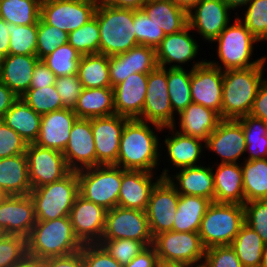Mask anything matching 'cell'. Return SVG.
I'll return each instance as SVG.
<instances>
[{
	"instance_id": "ba28073f",
	"label": "cell",
	"mask_w": 267,
	"mask_h": 267,
	"mask_svg": "<svg viewBox=\"0 0 267 267\" xmlns=\"http://www.w3.org/2000/svg\"><path fill=\"white\" fill-rule=\"evenodd\" d=\"M79 195L104 207L118 206L122 182V168L115 165H99L77 171Z\"/></svg>"
},
{
	"instance_id": "f907efd6",
	"label": "cell",
	"mask_w": 267,
	"mask_h": 267,
	"mask_svg": "<svg viewBox=\"0 0 267 267\" xmlns=\"http://www.w3.org/2000/svg\"><path fill=\"white\" fill-rule=\"evenodd\" d=\"M99 244L122 266L127 265L147 246L133 239L101 240Z\"/></svg>"
},
{
	"instance_id": "3957f363",
	"label": "cell",
	"mask_w": 267,
	"mask_h": 267,
	"mask_svg": "<svg viewBox=\"0 0 267 267\" xmlns=\"http://www.w3.org/2000/svg\"><path fill=\"white\" fill-rule=\"evenodd\" d=\"M267 58L258 66L224 71L222 119L237 120L249 115L263 74Z\"/></svg>"
},
{
	"instance_id": "11a10c76",
	"label": "cell",
	"mask_w": 267,
	"mask_h": 267,
	"mask_svg": "<svg viewBox=\"0 0 267 267\" xmlns=\"http://www.w3.org/2000/svg\"><path fill=\"white\" fill-rule=\"evenodd\" d=\"M55 88L61 97L62 104L65 109L74 110L77 99L83 89L78 74L57 77Z\"/></svg>"
},
{
	"instance_id": "94428289",
	"label": "cell",
	"mask_w": 267,
	"mask_h": 267,
	"mask_svg": "<svg viewBox=\"0 0 267 267\" xmlns=\"http://www.w3.org/2000/svg\"><path fill=\"white\" fill-rule=\"evenodd\" d=\"M249 115L267 122V78L261 82L258 88L257 95Z\"/></svg>"
},
{
	"instance_id": "8c879c8a",
	"label": "cell",
	"mask_w": 267,
	"mask_h": 267,
	"mask_svg": "<svg viewBox=\"0 0 267 267\" xmlns=\"http://www.w3.org/2000/svg\"><path fill=\"white\" fill-rule=\"evenodd\" d=\"M157 267H190L188 264L159 260Z\"/></svg>"
},
{
	"instance_id": "be15d7a7",
	"label": "cell",
	"mask_w": 267,
	"mask_h": 267,
	"mask_svg": "<svg viewBox=\"0 0 267 267\" xmlns=\"http://www.w3.org/2000/svg\"><path fill=\"white\" fill-rule=\"evenodd\" d=\"M45 260L47 267H83L81 251L67 256L51 257Z\"/></svg>"
},
{
	"instance_id": "83f0119b",
	"label": "cell",
	"mask_w": 267,
	"mask_h": 267,
	"mask_svg": "<svg viewBox=\"0 0 267 267\" xmlns=\"http://www.w3.org/2000/svg\"><path fill=\"white\" fill-rule=\"evenodd\" d=\"M213 172L214 202L244 205L242 169L238 163H220Z\"/></svg>"
},
{
	"instance_id": "5b68a950",
	"label": "cell",
	"mask_w": 267,
	"mask_h": 267,
	"mask_svg": "<svg viewBox=\"0 0 267 267\" xmlns=\"http://www.w3.org/2000/svg\"><path fill=\"white\" fill-rule=\"evenodd\" d=\"M244 223V205L212 202L202 218L198 234L205 249L229 246Z\"/></svg>"
},
{
	"instance_id": "681fc988",
	"label": "cell",
	"mask_w": 267,
	"mask_h": 267,
	"mask_svg": "<svg viewBox=\"0 0 267 267\" xmlns=\"http://www.w3.org/2000/svg\"><path fill=\"white\" fill-rule=\"evenodd\" d=\"M240 21L258 41L267 40V0H252Z\"/></svg>"
},
{
	"instance_id": "484cf974",
	"label": "cell",
	"mask_w": 267,
	"mask_h": 267,
	"mask_svg": "<svg viewBox=\"0 0 267 267\" xmlns=\"http://www.w3.org/2000/svg\"><path fill=\"white\" fill-rule=\"evenodd\" d=\"M36 55H12L1 59L0 80L18 97L30 89Z\"/></svg>"
},
{
	"instance_id": "e0dca14e",
	"label": "cell",
	"mask_w": 267,
	"mask_h": 267,
	"mask_svg": "<svg viewBox=\"0 0 267 267\" xmlns=\"http://www.w3.org/2000/svg\"><path fill=\"white\" fill-rule=\"evenodd\" d=\"M129 118L117 114L91 119L96 166L114 165L119 154L120 138Z\"/></svg>"
},
{
	"instance_id": "8d00e7d4",
	"label": "cell",
	"mask_w": 267,
	"mask_h": 267,
	"mask_svg": "<svg viewBox=\"0 0 267 267\" xmlns=\"http://www.w3.org/2000/svg\"><path fill=\"white\" fill-rule=\"evenodd\" d=\"M77 74L83 88H112L109 77V56L100 53L82 55Z\"/></svg>"
},
{
	"instance_id": "a7ac6f4b",
	"label": "cell",
	"mask_w": 267,
	"mask_h": 267,
	"mask_svg": "<svg viewBox=\"0 0 267 267\" xmlns=\"http://www.w3.org/2000/svg\"><path fill=\"white\" fill-rule=\"evenodd\" d=\"M12 267H47L46 260L26 256L21 262Z\"/></svg>"
},
{
	"instance_id": "ee69618b",
	"label": "cell",
	"mask_w": 267,
	"mask_h": 267,
	"mask_svg": "<svg viewBox=\"0 0 267 267\" xmlns=\"http://www.w3.org/2000/svg\"><path fill=\"white\" fill-rule=\"evenodd\" d=\"M100 31L94 16L77 30L70 32L68 43L82 56L99 53Z\"/></svg>"
},
{
	"instance_id": "e575fe53",
	"label": "cell",
	"mask_w": 267,
	"mask_h": 267,
	"mask_svg": "<svg viewBox=\"0 0 267 267\" xmlns=\"http://www.w3.org/2000/svg\"><path fill=\"white\" fill-rule=\"evenodd\" d=\"M244 267H266L265 243L257 232L244 223L230 244Z\"/></svg>"
},
{
	"instance_id": "2a66077c",
	"label": "cell",
	"mask_w": 267,
	"mask_h": 267,
	"mask_svg": "<svg viewBox=\"0 0 267 267\" xmlns=\"http://www.w3.org/2000/svg\"><path fill=\"white\" fill-rule=\"evenodd\" d=\"M94 1H96V2H106L107 0H94Z\"/></svg>"
},
{
	"instance_id": "6f0895ef",
	"label": "cell",
	"mask_w": 267,
	"mask_h": 267,
	"mask_svg": "<svg viewBox=\"0 0 267 267\" xmlns=\"http://www.w3.org/2000/svg\"><path fill=\"white\" fill-rule=\"evenodd\" d=\"M83 267H124L112 258L99 244H83L81 247Z\"/></svg>"
},
{
	"instance_id": "7402d4cb",
	"label": "cell",
	"mask_w": 267,
	"mask_h": 267,
	"mask_svg": "<svg viewBox=\"0 0 267 267\" xmlns=\"http://www.w3.org/2000/svg\"><path fill=\"white\" fill-rule=\"evenodd\" d=\"M152 181L153 173L142 170H124L118 195V206L146 211L151 192L162 177Z\"/></svg>"
},
{
	"instance_id": "bcb514c9",
	"label": "cell",
	"mask_w": 267,
	"mask_h": 267,
	"mask_svg": "<svg viewBox=\"0 0 267 267\" xmlns=\"http://www.w3.org/2000/svg\"><path fill=\"white\" fill-rule=\"evenodd\" d=\"M69 34L59 30L55 26L46 24L41 18L38 20V35L36 56L42 60L51 52H54L57 47L68 42Z\"/></svg>"
},
{
	"instance_id": "4dcf8cb0",
	"label": "cell",
	"mask_w": 267,
	"mask_h": 267,
	"mask_svg": "<svg viewBox=\"0 0 267 267\" xmlns=\"http://www.w3.org/2000/svg\"><path fill=\"white\" fill-rule=\"evenodd\" d=\"M141 9L165 35L179 32L188 25V13L170 0H148Z\"/></svg>"
},
{
	"instance_id": "7a4b0ae2",
	"label": "cell",
	"mask_w": 267,
	"mask_h": 267,
	"mask_svg": "<svg viewBox=\"0 0 267 267\" xmlns=\"http://www.w3.org/2000/svg\"><path fill=\"white\" fill-rule=\"evenodd\" d=\"M27 255L48 259L76 253L83 244L76 237L69 216L36 221L26 238Z\"/></svg>"
},
{
	"instance_id": "603a6c76",
	"label": "cell",
	"mask_w": 267,
	"mask_h": 267,
	"mask_svg": "<svg viewBox=\"0 0 267 267\" xmlns=\"http://www.w3.org/2000/svg\"><path fill=\"white\" fill-rule=\"evenodd\" d=\"M148 74L134 73L113 87L115 114L138 119L147 93Z\"/></svg>"
},
{
	"instance_id": "2e32d148",
	"label": "cell",
	"mask_w": 267,
	"mask_h": 267,
	"mask_svg": "<svg viewBox=\"0 0 267 267\" xmlns=\"http://www.w3.org/2000/svg\"><path fill=\"white\" fill-rule=\"evenodd\" d=\"M36 221L35 206L30 195H4L0 199V229L5 235L27 238Z\"/></svg>"
},
{
	"instance_id": "c3c4849f",
	"label": "cell",
	"mask_w": 267,
	"mask_h": 267,
	"mask_svg": "<svg viewBox=\"0 0 267 267\" xmlns=\"http://www.w3.org/2000/svg\"><path fill=\"white\" fill-rule=\"evenodd\" d=\"M133 25L136 41L140 45L156 49L166 36L163 30L152 22L142 9H134Z\"/></svg>"
},
{
	"instance_id": "60d3db41",
	"label": "cell",
	"mask_w": 267,
	"mask_h": 267,
	"mask_svg": "<svg viewBox=\"0 0 267 267\" xmlns=\"http://www.w3.org/2000/svg\"><path fill=\"white\" fill-rule=\"evenodd\" d=\"M41 0H0V18L15 25L38 24Z\"/></svg>"
},
{
	"instance_id": "277c9868",
	"label": "cell",
	"mask_w": 267,
	"mask_h": 267,
	"mask_svg": "<svg viewBox=\"0 0 267 267\" xmlns=\"http://www.w3.org/2000/svg\"><path fill=\"white\" fill-rule=\"evenodd\" d=\"M94 16L100 31V54L117 55L139 45L133 25L134 9L118 8L99 2Z\"/></svg>"
},
{
	"instance_id": "816d5d0a",
	"label": "cell",
	"mask_w": 267,
	"mask_h": 267,
	"mask_svg": "<svg viewBox=\"0 0 267 267\" xmlns=\"http://www.w3.org/2000/svg\"><path fill=\"white\" fill-rule=\"evenodd\" d=\"M26 256V238L18 235H4L0 239V267H12Z\"/></svg>"
},
{
	"instance_id": "836d02e7",
	"label": "cell",
	"mask_w": 267,
	"mask_h": 267,
	"mask_svg": "<svg viewBox=\"0 0 267 267\" xmlns=\"http://www.w3.org/2000/svg\"><path fill=\"white\" fill-rule=\"evenodd\" d=\"M210 199L202 196L180 194L173 231L198 232L209 205Z\"/></svg>"
},
{
	"instance_id": "6da1fadb",
	"label": "cell",
	"mask_w": 267,
	"mask_h": 267,
	"mask_svg": "<svg viewBox=\"0 0 267 267\" xmlns=\"http://www.w3.org/2000/svg\"><path fill=\"white\" fill-rule=\"evenodd\" d=\"M147 123L138 119H129L125 123L115 166L153 172L159 164V139Z\"/></svg>"
},
{
	"instance_id": "cb8c5ba5",
	"label": "cell",
	"mask_w": 267,
	"mask_h": 267,
	"mask_svg": "<svg viewBox=\"0 0 267 267\" xmlns=\"http://www.w3.org/2000/svg\"><path fill=\"white\" fill-rule=\"evenodd\" d=\"M77 119L73 110L65 108L42 115L35 144L63 152L68 144L72 126Z\"/></svg>"
},
{
	"instance_id": "db71d44e",
	"label": "cell",
	"mask_w": 267,
	"mask_h": 267,
	"mask_svg": "<svg viewBox=\"0 0 267 267\" xmlns=\"http://www.w3.org/2000/svg\"><path fill=\"white\" fill-rule=\"evenodd\" d=\"M28 144L0 119V159L26 152Z\"/></svg>"
},
{
	"instance_id": "89a4df30",
	"label": "cell",
	"mask_w": 267,
	"mask_h": 267,
	"mask_svg": "<svg viewBox=\"0 0 267 267\" xmlns=\"http://www.w3.org/2000/svg\"><path fill=\"white\" fill-rule=\"evenodd\" d=\"M174 5L183 9L187 13L192 11V9L201 1V0H170Z\"/></svg>"
},
{
	"instance_id": "44dd1931",
	"label": "cell",
	"mask_w": 267,
	"mask_h": 267,
	"mask_svg": "<svg viewBox=\"0 0 267 267\" xmlns=\"http://www.w3.org/2000/svg\"><path fill=\"white\" fill-rule=\"evenodd\" d=\"M192 10L188 13L189 27L211 43L229 25L231 9L223 0H201Z\"/></svg>"
},
{
	"instance_id": "ab89813d",
	"label": "cell",
	"mask_w": 267,
	"mask_h": 267,
	"mask_svg": "<svg viewBox=\"0 0 267 267\" xmlns=\"http://www.w3.org/2000/svg\"><path fill=\"white\" fill-rule=\"evenodd\" d=\"M237 120L242 124L246 151L250 154L245 160L267 159V122L251 115Z\"/></svg>"
},
{
	"instance_id": "7dc6e473",
	"label": "cell",
	"mask_w": 267,
	"mask_h": 267,
	"mask_svg": "<svg viewBox=\"0 0 267 267\" xmlns=\"http://www.w3.org/2000/svg\"><path fill=\"white\" fill-rule=\"evenodd\" d=\"M123 60H127L128 77L134 73L149 74L158 66L156 49L140 44L124 52Z\"/></svg>"
},
{
	"instance_id": "5bb4252c",
	"label": "cell",
	"mask_w": 267,
	"mask_h": 267,
	"mask_svg": "<svg viewBox=\"0 0 267 267\" xmlns=\"http://www.w3.org/2000/svg\"><path fill=\"white\" fill-rule=\"evenodd\" d=\"M224 71L207 61H198L192 67L190 87L192 103L217 112L222 119Z\"/></svg>"
},
{
	"instance_id": "9c48e42d",
	"label": "cell",
	"mask_w": 267,
	"mask_h": 267,
	"mask_svg": "<svg viewBox=\"0 0 267 267\" xmlns=\"http://www.w3.org/2000/svg\"><path fill=\"white\" fill-rule=\"evenodd\" d=\"M174 113L169 98L166 68L157 66L148 74L147 93L138 120L152 124L156 131L167 128L174 133Z\"/></svg>"
},
{
	"instance_id": "d6986e66",
	"label": "cell",
	"mask_w": 267,
	"mask_h": 267,
	"mask_svg": "<svg viewBox=\"0 0 267 267\" xmlns=\"http://www.w3.org/2000/svg\"><path fill=\"white\" fill-rule=\"evenodd\" d=\"M71 171L96 166V151L91 119L78 118L73 124L68 144L62 152Z\"/></svg>"
},
{
	"instance_id": "74e56055",
	"label": "cell",
	"mask_w": 267,
	"mask_h": 267,
	"mask_svg": "<svg viewBox=\"0 0 267 267\" xmlns=\"http://www.w3.org/2000/svg\"><path fill=\"white\" fill-rule=\"evenodd\" d=\"M241 169L245 203L267 200V159L245 160Z\"/></svg>"
},
{
	"instance_id": "d590c367",
	"label": "cell",
	"mask_w": 267,
	"mask_h": 267,
	"mask_svg": "<svg viewBox=\"0 0 267 267\" xmlns=\"http://www.w3.org/2000/svg\"><path fill=\"white\" fill-rule=\"evenodd\" d=\"M170 137H166L164 143L167 147L170 163L177 168L197 166L199 156L203 146L201 139L175 132Z\"/></svg>"
},
{
	"instance_id": "b9f144b4",
	"label": "cell",
	"mask_w": 267,
	"mask_h": 267,
	"mask_svg": "<svg viewBox=\"0 0 267 267\" xmlns=\"http://www.w3.org/2000/svg\"><path fill=\"white\" fill-rule=\"evenodd\" d=\"M81 55L67 42L57 47L54 52L44 57L42 61L56 75L63 77L78 73Z\"/></svg>"
},
{
	"instance_id": "34e18365",
	"label": "cell",
	"mask_w": 267,
	"mask_h": 267,
	"mask_svg": "<svg viewBox=\"0 0 267 267\" xmlns=\"http://www.w3.org/2000/svg\"><path fill=\"white\" fill-rule=\"evenodd\" d=\"M190 267H206L204 263L197 264V265H190Z\"/></svg>"
},
{
	"instance_id": "4fadbf2b",
	"label": "cell",
	"mask_w": 267,
	"mask_h": 267,
	"mask_svg": "<svg viewBox=\"0 0 267 267\" xmlns=\"http://www.w3.org/2000/svg\"><path fill=\"white\" fill-rule=\"evenodd\" d=\"M25 153L32 189L59 181L71 172L61 151L32 143Z\"/></svg>"
},
{
	"instance_id": "30bf717a",
	"label": "cell",
	"mask_w": 267,
	"mask_h": 267,
	"mask_svg": "<svg viewBox=\"0 0 267 267\" xmlns=\"http://www.w3.org/2000/svg\"><path fill=\"white\" fill-rule=\"evenodd\" d=\"M97 5L94 0H41L40 18L69 34L94 17Z\"/></svg>"
},
{
	"instance_id": "f5cc1de1",
	"label": "cell",
	"mask_w": 267,
	"mask_h": 267,
	"mask_svg": "<svg viewBox=\"0 0 267 267\" xmlns=\"http://www.w3.org/2000/svg\"><path fill=\"white\" fill-rule=\"evenodd\" d=\"M245 223L254 229L267 243V200H254L244 203Z\"/></svg>"
},
{
	"instance_id": "03108f58",
	"label": "cell",
	"mask_w": 267,
	"mask_h": 267,
	"mask_svg": "<svg viewBox=\"0 0 267 267\" xmlns=\"http://www.w3.org/2000/svg\"><path fill=\"white\" fill-rule=\"evenodd\" d=\"M10 34L7 30V23L0 18V59L9 55Z\"/></svg>"
},
{
	"instance_id": "2644e50d",
	"label": "cell",
	"mask_w": 267,
	"mask_h": 267,
	"mask_svg": "<svg viewBox=\"0 0 267 267\" xmlns=\"http://www.w3.org/2000/svg\"><path fill=\"white\" fill-rule=\"evenodd\" d=\"M230 9H236L237 7L247 6L252 0H223Z\"/></svg>"
},
{
	"instance_id": "f6af8a7d",
	"label": "cell",
	"mask_w": 267,
	"mask_h": 267,
	"mask_svg": "<svg viewBox=\"0 0 267 267\" xmlns=\"http://www.w3.org/2000/svg\"><path fill=\"white\" fill-rule=\"evenodd\" d=\"M21 99L40 115L64 108L55 85L40 89H29L22 95Z\"/></svg>"
},
{
	"instance_id": "f546056e",
	"label": "cell",
	"mask_w": 267,
	"mask_h": 267,
	"mask_svg": "<svg viewBox=\"0 0 267 267\" xmlns=\"http://www.w3.org/2000/svg\"><path fill=\"white\" fill-rule=\"evenodd\" d=\"M180 129L184 135H189L203 141L217 128L222 120L214 110L199 104L191 103L179 114Z\"/></svg>"
},
{
	"instance_id": "7bdbcfd3",
	"label": "cell",
	"mask_w": 267,
	"mask_h": 267,
	"mask_svg": "<svg viewBox=\"0 0 267 267\" xmlns=\"http://www.w3.org/2000/svg\"><path fill=\"white\" fill-rule=\"evenodd\" d=\"M10 34L9 54L36 55L38 24L15 25L7 23Z\"/></svg>"
},
{
	"instance_id": "d4e9b609",
	"label": "cell",
	"mask_w": 267,
	"mask_h": 267,
	"mask_svg": "<svg viewBox=\"0 0 267 267\" xmlns=\"http://www.w3.org/2000/svg\"><path fill=\"white\" fill-rule=\"evenodd\" d=\"M213 167H203L200 165L180 168L179 172L173 177L168 174V169L163 170L160 175L166 178L174 186L179 194L202 196L214 202V176ZM177 185H176V184ZM179 186V187H178Z\"/></svg>"
},
{
	"instance_id": "753ad0ef",
	"label": "cell",
	"mask_w": 267,
	"mask_h": 267,
	"mask_svg": "<svg viewBox=\"0 0 267 267\" xmlns=\"http://www.w3.org/2000/svg\"><path fill=\"white\" fill-rule=\"evenodd\" d=\"M264 259L267 267V243H265V248H264Z\"/></svg>"
},
{
	"instance_id": "8fae6325",
	"label": "cell",
	"mask_w": 267,
	"mask_h": 267,
	"mask_svg": "<svg viewBox=\"0 0 267 267\" xmlns=\"http://www.w3.org/2000/svg\"><path fill=\"white\" fill-rule=\"evenodd\" d=\"M159 260L188 265L203 263L205 248L198 232L168 231L153 238Z\"/></svg>"
},
{
	"instance_id": "9f6ffc18",
	"label": "cell",
	"mask_w": 267,
	"mask_h": 267,
	"mask_svg": "<svg viewBox=\"0 0 267 267\" xmlns=\"http://www.w3.org/2000/svg\"><path fill=\"white\" fill-rule=\"evenodd\" d=\"M203 263L206 267H244L230 245L206 249Z\"/></svg>"
},
{
	"instance_id": "d6a6232c",
	"label": "cell",
	"mask_w": 267,
	"mask_h": 267,
	"mask_svg": "<svg viewBox=\"0 0 267 267\" xmlns=\"http://www.w3.org/2000/svg\"><path fill=\"white\" fill-rule=\"evenodd\" d=\"M42 115L18 98L1 120L17 132L27 144L35 143L41 126Z\"/></svg>"
},
{
	"instance_id": "680465c9",
	"label": "cell",
	"mask_w": 267,
	"mask_h": 267,
	"mask_svg": "<svg viewBox=\"0 0 267 267\" xmlns=\"http://www.w3.org/2000/svg\"><path fill=\"white\" fill-rule=\"evenodd\" d=\"M109 77L112 88L128 78L127 60H123V53L109 56Z\"/></svg>"
},
{
	"instance_id": "1f68e13d",
	"label": "cell",
	"mask_w": 267,
	"mask_h": 267,
	"mask_svg": "<svg viewBox=\"0 0 267 267\" xmlns=\"http://www.w3.org/2000/svg\"><path fill=\"white\" fill-rule=\"evenodd\" d=\"M73 111L81 119L114 115V89L83 88Z\"/></svg>"
},
{
	"instance_id": "91938a15",
	"label": "cell",
	"mask_w": 267,
	"mask_h": 267,
	"mask_svg": "<svg viewBox=\"0 0 267 267\" xmlns=\"http://www.w3.org/2000/svg\"><path fill=\"white\" fill-rule=\"evenodd\" d=\"M56 75L46 66V64L39 60L34 68L30 89H40L55 85Z\"/></svg>"
},
{
	"instance_id": "9a60e30c",
	"label": "cell",
	"mask_w": 267,
	"mask_h": 267,
	"mask_svg": "<svg viewBox=\"0 0 267 267\" xmlns=\"http://www.w3.org/2000/svg\"><path fill=\"white\" fill-rule=\"evenodd\" d=\"M180 194L166 178H162L153 188L146 215L152 237L172 231Z\"/></svg>"
},
{
	"instance_id": "8992f818",
	"label": "cell",
	"mask_w": 267,
	"mask_h": 267,
	"mask_svg": "<svg viewBox=\"0 0 267 267\" xmlns=\"http://www.w3.org/2000/svg\"><path fill=\"white\" fill-rule=\"evenodd\" d=\"M34 202L37 221H48L69 216L79 195L77 171H71L63 179L38 188L29 194Z\"/></svg>"
},
{
	"instance_id": "ac0fdd59",
	"label": "cell",
	"mask_w": 267,
	"mask_h": 267,
	"mask_svg": "<svg viewBox=\"0 0 267 267\" xmlns=\"http://www.w3.org/2000/svg\"><path fill=\"white\" fill-rule=\"evenodd\" d=\"M107 210L78 195L69 218L74 233L82 244L99 243L105 228Z\"/></svg>"
},
{
	"instance_id": "ffe728a7",
	"label": "cell",
	"mask_w": 267,
	"mask_h": 267,
	"mask_svg": "<svg viewBox=\"0 0 267 267\" xmlns=\"http://www.w3.org/2000/svg\"><path fill=\"white\" fill-rule=\"evenodd\" d=\"M205 147L221 157V163H238L246 152L242 124L234 119H222L208 136Z\"/></svg>"
},
{
	"instance_id": "f1b7e54d",
	"label": "cell",
	"mask_w": 267,
	"mask_h": 267,
	"mask_svg": "<svg viewBox=\"0 0 267 267\" xmlns=\"http://www.w3.org/2000/svg\"><path fill=\"white\" fill-rule=\"evenodd\" d=\"M0 190L4 195L30 194L26 153L0 159Z\"/></svg>"
},
{
	"instance_id": "f35d334b",
	"label": "cell",
	"mask_w": 267,
	"mask_h": 267,
	"mask_svg": "<svg viewBox=\"0 0 267 267\" xmlns=\"http://www.w3.org/2000/svg\"><path fill=\"white\" fill-rule=\"evenodd\" d=\"M191 72L186 71L181 65L174 64L166 68L167 85L170 103L173 112L178 114L192 103L190 79Z\"/></svg>"
},
{
	"instance_id": "6125c7cd",
	"label": "cell",
	"mask_w": 267,
	"mask_h": 267,
	"mask_svg": "<svg viewBox=\"0 0 267 267\" xmlns=\"http://www.w3.org/2000/svg\"><path fill=\"white\" fill-rule=\"evenodd\" d=\"M159 258L153 245L147 246L124 267H157Z\"/></svg>"
},
{
	"instance_id": "52a82bcc",
	"label": "cell",
	"mask_w": 267,
	"mask_h": 267,
	"mask_svg": "<svg viewBox=\"0 0 267 267\" xmlns=\"http://www.w3.org/2000/svg\"><path fill=\"white\" fill-rule=\"evenodd\" d=\"M213 42H218V59L224 66L214 61L207 62L222 71L258 66L267 58L262 56L253 62L249 61L253 52V44L259 41L239 17L235 19L233 25H228Z\"/></svg>"
},
{
	"instance_id": "4316f807",
	"label": "cell",
	"mask_w": 267,
	"mask_h": 267,
	"mask_svg": "<svg viewBox=\"0 0 267 267\" xmlns=\"http://www.w3.org/2000/svg\"><path fill=\"white\" fill-rule=\"evenodd\" d=\"M191 28L187 25L184 29L171 35H166L161 44L156 48V60L159 67L166 68L173 62L184 64L196 57L198 44L189 34Z\"/></svg>"
},
{
	"instance_id": "003e7915",
	"label": "cell",
	"mask_w": 267,
	"mask_h": 267,
	"mask_svg": "<svg viewBox=\"0 0 267 267\" xmlns=\"http://www.w3.org/2000/svg\"><path fill=\"white\" fill-rule=\"evenodd\" d=\"M148 0H107L108 5L118 8L141 9Z\"/></svg>"
},
{
	"instance_id": "11e5206c",
	"label": "cell",
	"mask_w": 267,
	"mask_h": 267,
	"mask_svg": "<svg viewBox=\"0 0 267 267\" xmlns=\"http://www.w3.org/2000/svg\"><path fill=\"white\" fill-rule=\"evenodd\" d=\"M4 235H5V234H4L3 230L0 229V239H1Z\"/></svg>"
},
{
	"instance_id": "7c38bea8",
	"label": "cell",
	"mask_w": 267,
	"mask_h": 267,
	"mask_svg": "<svg viewBox=\"0 0 267 267\" xmlns=\"http://www.w3.org/2000/svg\"><path fill=\"white\" fill-rule=\"evenodd\" d=\"M127 238L142 241L146 246L153 245L146 212L120 206L107 210L101 240Z\"/></svg>"
},
{
	"instance_id": "e7e4bbea",
	"label": "cell",
	"mask_w": 267,
	"mask_h": 267,
	"mask_svg": "<svg viewBox=\"0 0 267 267\" xmlns=\"http://www.w3.org/2000/svg\"><path fill=\"white\" fill-rule=\"evenodd\" d=\"M17 99L18 97L0 80V119Z\"/></svg>"
}]
</instances>
